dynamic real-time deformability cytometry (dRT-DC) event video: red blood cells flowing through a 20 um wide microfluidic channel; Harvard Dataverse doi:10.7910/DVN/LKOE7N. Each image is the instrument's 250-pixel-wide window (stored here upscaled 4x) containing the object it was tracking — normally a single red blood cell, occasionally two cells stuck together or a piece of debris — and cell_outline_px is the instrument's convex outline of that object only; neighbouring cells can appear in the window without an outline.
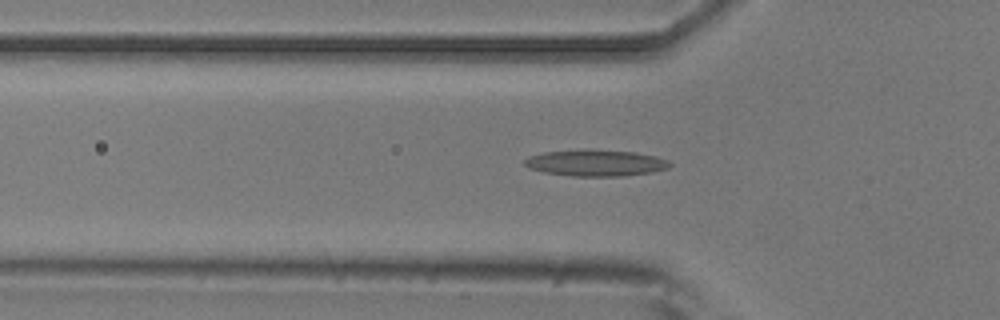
{"species": "common noctule bat (a hibernating species)", "species_latin": "Nyctalus noctula", "temperature_condition": "room temperature", "stored_images_in_passage": 41, "camera_frame_rate_fps": 3000, "um_per_image_px": 0.085, "animal": {"sex": "male", "body_mass_g": 20.5, "forearm_length_mm": 52.5}, "frame": {"image": 1, "passage_image": 7, "time_ms": 2.0, "image_size_px": [1000, 320], "cell_outline_px": [[672, 164], [668, 168], [648, 172], [624, 176], [572, 176], [544, 172], [528, 168], [524, 164], [524, 160], [528, 156], [544, 152], [584, 148], [636, 152], [656, 156], [668, 160]], "centroid_in_image_um": [50.6, 13.83], "position_along_channel_um": 75.2, "area_um2": 22.6}}
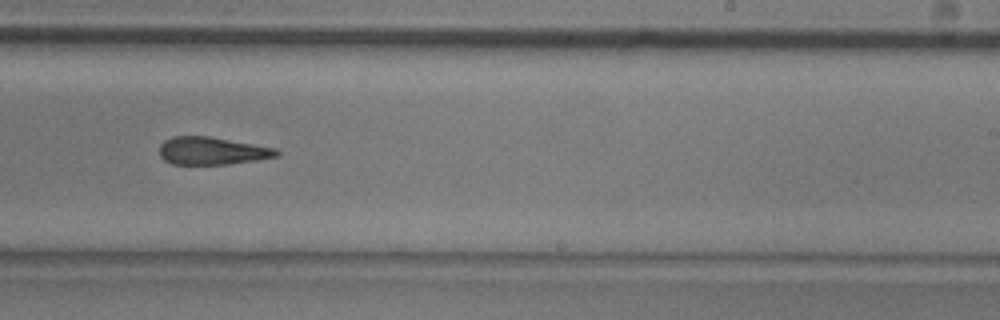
{"frame": {"image": 2, "passage_image": 22, "time_ms": 7.0, "image_size_px": [1000, 320], "cell_outline_px": [[280, 152], [276, 156], [256, 160], [228, 164], [172, 164], [164, 160], [160, 156], [160, 144], [164, 140], [172, 136], [208, 136], [276, 148]], "centroid_in_image_um": [17.99, 12.82], "position_along_channel_um": 271.0, "area_um2": 18.79}}
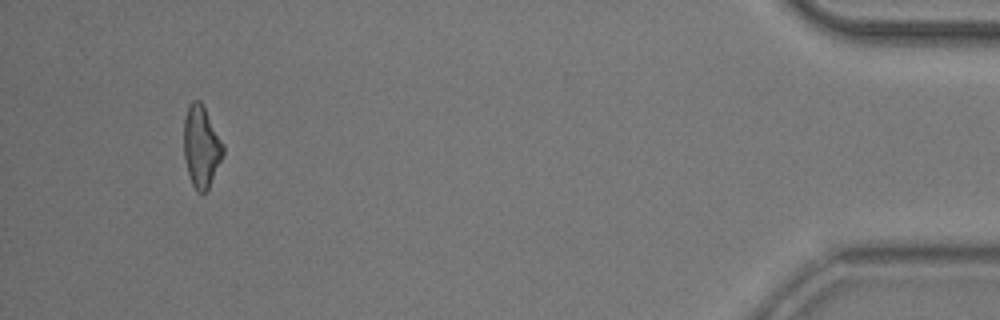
{"frame": {"image": 3, "passage_image": 39, "time_ms": 12.667, "image_size_px": [1000, 320], "cell_outline_px": [[224, 156], [208, 188], [204, 192], [196, 192], [192, 184], [188, 172], [184, 156], [184, 116], [188, 104], [192, 100], [200, 100], [204, 104], [224, 144]], "centroid_in_image_um": [17.12, 12.4], "position_along_channel_um": 418.1, "area_um2": 19.02}, "authors_computed_cell_mechanics": {"area_um2": 19.9988, "velocity_mm_per_s": 3.8934, "shape_relaxation_time_tau1_ms": null, "shape_relaxation_time_tau2_ms": 6.3482, "deformation_change_tau1": null, "deformation_change_tau2": 0.2049}}